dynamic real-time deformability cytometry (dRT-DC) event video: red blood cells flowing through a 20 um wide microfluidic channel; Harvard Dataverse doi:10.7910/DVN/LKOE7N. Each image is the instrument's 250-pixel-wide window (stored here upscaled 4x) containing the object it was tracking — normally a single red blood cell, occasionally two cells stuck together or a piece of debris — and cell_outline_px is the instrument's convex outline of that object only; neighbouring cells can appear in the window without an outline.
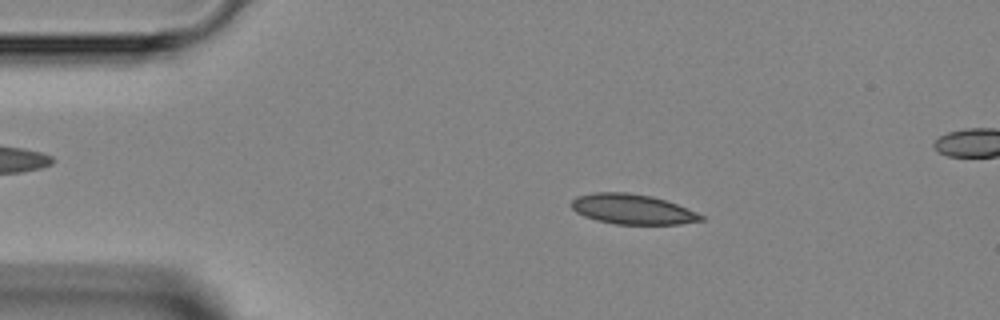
{"species": "Egyptian fruit bat (a non-hibernating species)", "species_latin": "Rousettus aegyptiacus", "temperature_condition": "room temperature", "stored_images_in_passage": 47, "segment_of_instrument_passage": [1, 2], "camera_frame_rate_fps": 3000, "um_per_image_px": 0.085, "animal": {"sex": "female"}, "frame": {"image": 1, "passage_image": 8, "time_ms": 2.333, "image_size_px": [1000, 320], "cell_outline_px": [[704, 220], [680, 224], [616, 224], [596, 220], [584, 216], [576, 212], [568, 204], [576, 196], [596, 192], [628, 192], [652, 196], [676, 204], [696, 212], [704, 216]], "centroid_in_image_um": [53.71, 17.78], "position_along_channel_um": 31.3, "area_um2": 22.72}}
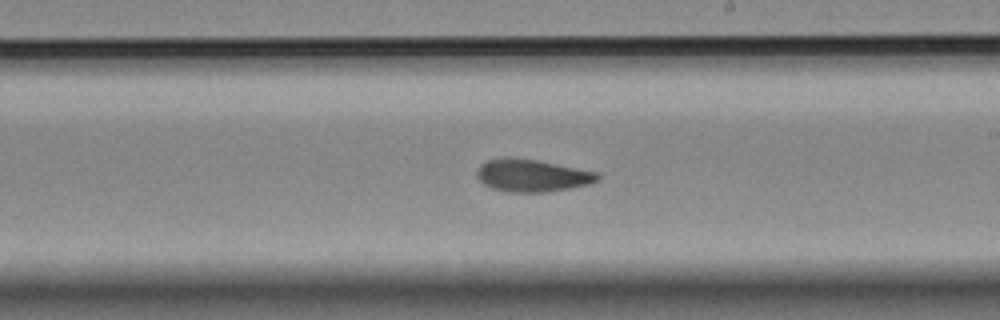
{"frame": {"image": 2, "passage_image": 26, "time_ms": 8.333, "image_size_px": [1000, 320], "cell_outline_px": [[600, 180], [588, 184], [548, 192], [508, 192], [492, 188], [484, 184], [476, 176], [476, 172], [480, 164], [488, 160], [508, 156], [536, 160], [600, 172]], "centroid_in_image_um": [45.23, 14.91], "position_along_channel_um": 243.8, "area_um2": 22.95}}
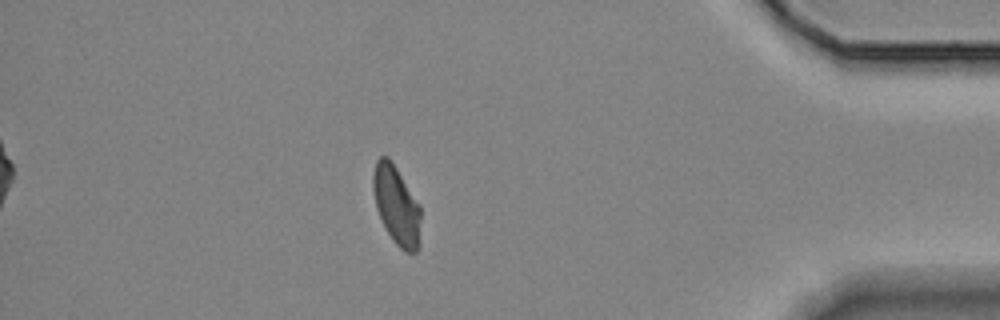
{"frame": {"image": 3, "passage_image": 40, "time_ms": 13.0, "image_size_px": [1000, 320], "cell_outline_px": [[420, 244], [416, 252], [404, 252], [392, 240], [376, 208], [372, 188], [372, 176], [376, 160], [380, 156], [388, 156], [420, 204]], "centroid_in_image_um": [33.7, 17.45], "position_along_channel_um": 401.5, "area_um2": 21.91}}